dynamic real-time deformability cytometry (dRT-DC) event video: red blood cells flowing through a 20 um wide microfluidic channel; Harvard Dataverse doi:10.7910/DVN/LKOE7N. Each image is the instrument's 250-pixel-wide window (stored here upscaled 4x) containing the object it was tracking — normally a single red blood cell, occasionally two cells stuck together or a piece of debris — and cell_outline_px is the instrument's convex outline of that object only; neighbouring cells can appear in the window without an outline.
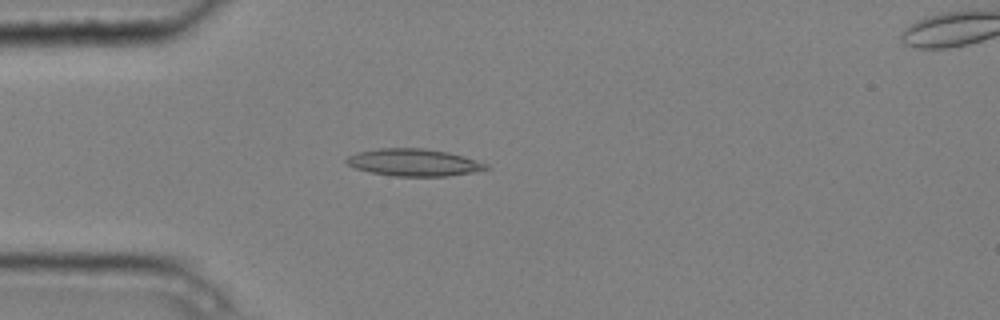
{"species": "common noctule bat (a hibernating species)", "species_latin": "Nyctalus noctula", "temperature_condition": "cold", "stored_images_in_passage": 5, "camera_frame_rate_fps": 3000, "um_per_image_px": 0.085, "animal": {"sex": "male", "body_mass_g": 20.4}, "frame": {"image": 1, "passage_image": 4, "time_ms": 1.0, "image_size_px": [1000, 320], "cell_outline_px": [[492, 168], [472, 172], [448, 176], [392, 176], [372, 172], [356, 168], [348, 164], [344, 160], [348, 156], [356, 152], [380, 148], [424, 148], [448, 152], [476, 160], [488, 164]], "centroid_in_image_um": [35.18, 13.8], "position_along_channel_um": 49.8, "area_um2": 22.08}}